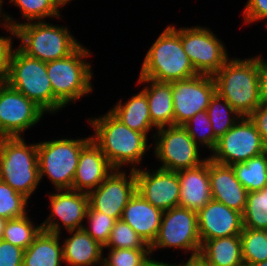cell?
I'll return each instance as SVG.
<instances>
[{
  "instance_id": "1",
  "label": "cell",
  "mask_w": 267,
  "mask_h": 266,
  "mask_svg": "<svg viewBox=\"0 0 267 266\" xmlns=\"http://www.w3.org/2000/svg\"><path fill=\"white\" fill-rule=\"evenodd\" d=\"M3 9L0 7V27L15 29V38L21 42L17 48L29 57L47 63L66 58L81 45L67 26L48 21L17 22Z\"/></svg>"
},
{
  "instance_id": "2",
  "label": "cell",
  "mask_w": 267,
  "mask_h": 266,
  "mask_svg": "<svg viewBox=\"0 0 267 266\" xmlns=\"http://www.w3.org/2000/svg\"><path fill=\"white\" fill-rule=\"evenodd\" d=\"M93 128L91 140L101 149L114 169H123L129 165L137 170L152 143L138 131L132 130L117 119L110 111L104 115L89 118ZM138 167V168H137Z\"/></svg>"
},
{
  "instance_id": "3",
  "label": "cell",
  "mask_w": 267,
  "mask_h": 266,
  "mask_svg": "<svg viewBox=\"0 0 267 266\" xmlns=\"http://www.w3.org/2000/svg\"><path fill=\"white\" fill-rule=\"evenodd\" d=\"M216 93L242 117H248L260 104V54L229 58L212 76Z\"/></svg>"
},
{
  "instance_id": "4",
  "label": "cell",
  "mask_w": 267,
  "mask_h": 266,
  "mask_svg": "<svg viewBox=\"0 0 267 266\" xmlns=\"http://www.w3.org/2000/svg\"><path fill=\"white\" fill-rule=\"evenodd\" d=\"M139 78L171 83L198 75L184 51L179 28L168 25L153 42L142 61Z\"/></svg>"
},
{
  "instance_id": "5",
  "label": "cell",
  "mask_w": 267,
  "mask_h": 266,
  "mask_svg": "<svg viewBox=\"0 0 267 266\" xmlns=\"http://www.w3.org/2000/svg\"><path fill=\"white\" fill-rule=\"evenodd\" d=\"M91 51L81 44L66 58L46 63L54 95V114L92 93V65L86 60ZM92 67V68H91Z\"/></svg>"
},
{
  "instance_id": "6",
  "label": "cell",
  "mask_w": 267,
  "mask_h": 266,
  "mask_svg": "<svg viewBox=\"0 0 267 266\" xmlns=\"http://www.w3.org/2000/svg\"><path fill=\"white\" fill-rule=\"evenodd\" d=\"M0 180L28 199L41 183L37 143L22 137L0 138Z\"/></svg>"
},
{
  "instance_id": "7",
  "label": "cell",
  "mask_w": 267,
  "mask_h": 266,
  "mask_svg": "<svg viewBox=\"0 0 267 266\" xmlns=\"http://www.w3.org/2000/svg\"><path fill=\"white\" fill-rule=\"evenodd\" d=\"M90 140L91 136L37 142L40 181L45 176L55 190L72 189L80 152Z\"/></svg>"
},
{
  "instance_id": "8",
  "label": "cell",
  "mask_w": 267,
  "mask_h": 266,
  "mask_svg": "<svg viewBox=\"0 0 267 266\" xmlns=\"http://www.w3.org/2000/svg\"><path fill=\"white\" fill-rule=\"evenodd\" d=\"M6 83L35 102L47 114H54V95L45 62L14 48Z\"/></svg>"
},
{
  "instance_id": "9",
  "label": "cell",
  "mask_w": 267,
  "mask_h": 266,
  "mask_svg": "<svg viewBox=\"0 0 267 266\" xmlns=\"http://www.w3.org/2000/svg\"><path fill=\"white\" fill-rule=\"evenodd\" d=\"M154 132L151 134L154 143L153 155L161 163L158 168L178 172L199 166L208 159L201 157V148L183 125L161 127Z\"/></svg>"
},
{
  "instance_id": "10",
  "label": "cell",
  "mask_w": 267,
  "mask_h": 266,
  "mask_svg": "<svg viewBox=\"0 0 267 266\" xmlns=\"http://www.w3.org/2000/svg\"><path fill=\"white\" fill-rule=\"evenodd\" d=\"M197 212L174 207L163 212L162 221L154 242L150 245L151 256L158 249H180L190 253L189 258L198 257L201 250Z\"/></svg>"
},
{
  "instance_id": "11",
  "label": "cell",
  "mask_w": 267,
  "mask_h": 266,
  "mask_svg": "<svg viewBox=\"0 0 267 266\" xmlns=\"http://www.w3.org/2000/svg\"><path fill=\"white\" fill-rule=\"evenodd\" d=\"M179 36L198 74L213 76L230 58L225 44L208 27H181Z\"/></svg>"
},
{
  "instance_id": "12",
  "label": "cell",
  "mask_w": 267,
  "mask_h": 266,
  "mask_svg": "<svg viewBox=\"0 0 267 266\" xmlns=\"http://www.w3.org/2000/svg\"><path fill=\"white\" fill-rule=\"evenodd\" d=\"M267 151V146L249 117L240 119L217 140L208 158L216 163L232 166Z\"/></svg>"
},
{
  "instance_id": "13",
  "label": "cell",
  "mask_w": 267,
  "mask_h": 266,
  "mask_svg": "<svg viewBox=\"0 0 267 266\" xmlns=\"http://www.w3.org/2000/svg\"><path fill=\"white\" fill-rule=\"evenodd\" d=\"M45 113L7 83L0 84V138L22 137L26 130L43 120Z\"/></svg>"
},
{
  "instance_id": "14",
  "label": "cell",
  "mask_w": 267,
  "mask_h": 266,
  "mask_svg": "<svg viewBox=\"0 0 267 266\" xmlns=\"http://www.w3.org/2000/svg\"><path fill=\"white\" fill-rule=\"evenodd\" d=\"M114 169L94 190L88 193L89 206L120 220L128 201L137 192L135 170Z\"/></svg>"
},
{
  "instance_id": "15",
  "label": "cell",
  "mask_w": 267,
  "mask_h": 266,
  "mask_svg": "<svg viewBox=\"0 0 267 266\" xmlns=\"http://www.w3.org/2000/svg\"><path fill=\"white\" fill-rule=\"evenodd\" d=\"M48 195L51 212L40 223L42 230L60 234L62 227L66 231L83 229L86 224L84 219L89 207L87 193L64 189L55 190V193L51 192Z\"/></svg>"
},
{
  "instance_id": "16",
  "label": "cell",
  "mask_w": 267,
  "mask_h": 266,
  "mask_svg": "<svg viewBox=\"0 0 267 266\" xmlns=\"http://www.w3.org/2000/svg\"><path fill=\"white\" fill-rule=\"evenodd\" d=\"M171 84L174 125H183L196 113L207 110L211 98L216 93L215 82L210 75L198 74Z\"/></svg>"
},
{
  "instance_id": "17",
  "label": "cell",
  "mask_w": 267,
  "mask_h": 266,
  "mask_svg": "<svg viewBox=\"0 0 267 266\" xmlns=\"http://www.w3.org/2000/svg\"><path fill=\"white\" fill-rule=\"evenodd\" d=\"M137 192L151 205L161 211L180 204L178 173L161 168L135 170Z\"/></svg>"
},
{
  "instance_id": "18",
  "label": "cell",
  "mask_w": 267,
  "mask_h": 266,
  "mask_svg": "<svg viewBox=\"0 0 267 266\" xmlns=\"http://www.w3.org/2000/svg\"><path fill=\"white\" fill-rule=\"evenodd\" d=\"M197 220L201 243L240 235L243 230L242 213L213 199L197 212Z\"/></svg>"
},
{
  "instance_id": "19",
  "label": "cell",
  "mask_w": 267,
  "mask_h": 266,
  "mask_svg": "<svg viewBox=\"0 0 267 266\" xmlns=\"http://www.w3.org/2000/svg\"><path fill=\"white\" fill-rule=\"evenodd\" d=\"M114 170L101 149L90 140L81 150L72 189L89 193Z\"/></svg>"
},
{
  "instance_id": "20",
  "label": "cell",
  "mask_w": 267,
  "mask_h": 266,
  "mask_svg": "<svg viewBox=\"0 0 267 266\" xmlns=\"http://www.w3.org/2000/svg\"><path fill=\"white\" fill-rule=\"evenodd\" d=\"M209 177L212 199L243 214L248 192L236 178L232 166L209 158Z\"/></svg>"
},
{
  "instance_id": "21",
  "label": "cell",
  "mask_w": 267,
  "mask_h": 266,
  "mask_svg": "<svg viewBox=\"0 0 267 266\" xmlns=\"http://www.w3.org/2000/svg\"><path fill=\"white\" fill-rule=\"evenodd\" d=\"M177 173L180 182L179 207L198 212L212 199L209 158L199 166Z\"/></svg>"
},
{
  "instance_id": "22",
  "label": "cell",
  "mask_w": 267,
  "mask_h": 266,
  "mask_svg": "<svg viewBox=\"0 0 267 266\" xmlns=\"http://www.w3.org/2000/svg\"><path fill=\"white\" fill-rule=\"evenodd\" d=\"M162 215L163 211L151 205L136 192L124 208L121 220L130 225L150 246L159 231Z\"/></svg>"
},
{
  "instance_id": "23",
  "label": "cell",
  "mask_w": 267,
  "mask_h": 266,
  "mask_svg": "<svg viewBox=\"0 0 267 266\" xmlns=\"http://www.w3.org/2000/svg\"><path fill=\"white\" fill-rule=\"evenodd\" d=\"M70 237L63 239L65 266H102L104 247L84 229L66 231Z\"/></svg>"
},
{
  "instance_id": "24",
  "label": "cell",
  "mask_w": 267,
  "mask_h": 266,
  "mask_svg": "<svg viewBox=\"0 0 267 266\" xmlns=\"http://www.w3.org/2000/svg\"><path fill=\"white\" fill-rule=\"evenodd\" d=\"M137 84L144 85L152 125L156 128L174 125V106L172 84L156 82L147 78H138Z\"/></svg>"
},
{
  "instance_id": "25",
  "label": "cell",
  "mask_w": 267,
  "mask_h": 266,
  "mask_svg": "<svg viewBox=\"0 0 267 266\" xmlns=\"http://www.w3.org/2000/svg\"><path fill=\"white\" fill-rule=\"evenodd\" d=\"M109 111L127 127L143 133L147 138L151 130L156 131L151 122L148 99L142 90L125 102L120 99Z\"/></svg>"
},
{
  "instance_id": "26",
  "label": "cell",
  "mask_w": 267,
  "mask_h": 266,
  "mask_svg": "<svg viewBox=\"0 0 267 266\" xmlns=\"http://www.w3.org/2000/svg\"><path fill=\"white\" fill-rule=\"evenodd\" d=\"M60 234L41 230L24 250L23 266H62L63 245Z\"/></svg>"
},
{
  "instance_id": "27",
  "label": "cell",
  "mask_w": 267,
  "mask_h": 266,
  "mask_svg": "<svg viewBox=\"0 0 267 266\" xmlns=\"http://www.w3.org/2000/svg\"><path fill=\"white\" fill-rule=\"evenodd\" d=\"M198 257L207 266H244L241 236L205 240Z\"/></svg>"
},
{
  "instance_id": "28",
  "label": "cell",
  "mask_w": 267,
  "mask_h": 266,
  "mask_svg": "<svg viewBox=\"0 0 267 266\" xmlns=\"http://www.w3.org/2000/svg\"><path fill=\"white\" fill-rule=\"evenodd\" d=\"M232 168L248 193L267 186V151L246 162L236 163Z\"/></svg>"
},
{
  "instance_id": "29",
  "label": "cell",
  "mask_w": 267,
  "mask_h": 266,
  "mask_svg": "<svg viewBox=\"0 0 267 266\" xmlns=\"http://www.w3.org/2000/svg\"><path fill=\"white\" fill-rule=\"evenodd\" d=\"M32 221L28 214L7 220L2 240L26 250L42 230L41 224Z\"/></svg>"
},
{
  "instance_id": "30",
  "label": "cell",
  "mask_w": 267,
  "mask_h": 266,
  "mask_svg": "<svg viewBox=\"0 0 267 266\" xmlns=\"http://www.w3.org/2000/svg\"><path fill=\"white\" fill-rule=\"evenodd\" d=\"M214 136L219 139L242 117L232 106L217 93L211 98L206 110Z\"/></svg>"
},
{
  "instance_id": "31",
  "label": "cell",
  "mask_w": 267,
  "mask_h": 266,
  "mask_svg": "<svg viewBox=\"0 0 267 266\" xmlns=\"http://www.w3.org/2000/svg\"><path fill=\"white\" fill-rule=\"evenodd\" d=\"M240 236L244 266L267 260V230L243 228Z\"/></svg>"
},
{
  "instance_id": "32",
  "label": "cell",
  "mask_w": 267,
  "mask_h": 266,
  "mask_svg": "<svg viewBox=\"0 0 267 266\" xmlns=\"http://www.w3.org/2000/svg\"><path fill=\"white\" fill-rule=\"evenodd\" d=\"M243 217V228L267 230V186L249 192Z\"/></svg>"
},
{
  "instance_id": "33",
  "label": "cell",
  "mask_w": 267,
  "mask_h": 266,
  "mask_svg": "<svg viewBox=\"0 0 267 266\" xmlns=\"http://www.w3.org/2000/svg\"><path fill=\"white\" fill-rule=\"evenodd\" d=\"M19 8L22 19L27 23L34 21H45L47 18H58L60 20V7L56 0H9Z\"/></svg>"
},
{
  "instance_id": "34",
  "label": "cell",
  "mask_w": 267,
  "mask_h": 266,
  "mask_svg": "<svg viewBox=\"0 0 267 266\" xmlns=\"http://www.w3.org/2000/svg\"><path fill=\"white\" fill-rule=\"evenodd\" d=\"M183 127L200 148L209 149L211 154L215 149L218 139L214 136L206 110L196 113L183 124Z\"/></svg>"
},
{
  "instance_id": "35",
  "label": "cell",
  "mask_w": 267,
  "mask_h": 266,
  "mask_svg": "<svg viewBox=\"0 0 267 266\" xmlns=\"http://www.w3.org/2000/svg\"><path fill=\"white\" fill-rule=\"evenodd\" d=\"M28 198L0 180V216L15 219L28 213Z\"/></svg>"
},
{
  "instance_id": "36",
  "label": "cell",
  "mask_w": 267,
  "mask_h": 266,
  "mask_svg": "<svg viewBox=\"0 0 267 266\" xmlns=\"http://www.w3.org/2000/svg\"><path fill=\"white\" fill-rule=\"evenodd\" d=\"M105 248L150 249V246L124 221L116 220Z\"/></svg>"
},
{
  "instance_id": "37",
  "label": "cell",
  "mask_w": 267,
  "mask_h": 266,
  "mask_svg": "<svg viewBox=\"0 0 267 266\" xmlns=\"http://www.w3.org/2000/svg\"><path fill=\"white\" fill-rule=\"evenodd\" d=\"M85 221L88 222L84 225L83 229L100 245L103 247L109 241L111 231L114 227L115 219L99 211L93 210L88 207Z\"/></svg>"
},
{
  "instance_id": "38",
  "label": "cell",
  "mask_w": 267,
  "mask_h": 266,
  "mask_svg": "<svg viewBox=\"0 0 267 266\" xmlns=\"http://www.w3.org/2000/svg\"><path fill=\"white\" fill-rule=\"evenodd\" d=\"M102 266H144L150 259V249L106 248Z\"/></svg>"
},
{
  "instance_id": "39",
  "label": "cell",
  "mask_w": 267,
  "mask_h": 266,
  "mask_svg": "<svg viewBox=\"0 0 267 266\" xmlns=\"http://www.w3.org/2000/svg\"><path fill=\"white\" fill-rule=\"evenodd\" d=\"M9 32V36H0V84L6 83L9 73L10 57L13 48V39L16 37L15 29L3 27Z\"/></svg>"
},
{
  "instance_id": "40",
  "label": "cell",
  "mask_w": 267,
  "mask_h": 266,
  "mask_svg": "<svg viewBox=\"0 0 267 266\" xmlns=\"http://www.w3.org/2000/svg\"><path fill=\"white\" fill-rule=\"evenodd\" d=\"M242 16H244L243 24L249 25L260 22V20L267 22V0H247ZM265 27H267V23H265Z\"/></svg>"
},
{
  "instance_id": "41",
  "label": "cell",
  "mask_w": 267,
  "mask_h": 266,
  "mask_svg": "<svg viewBox=\"0 0 267 266\" xmlns=\"http://www.w3.org/2000/svg\"><path fill=\"white\" fill-rule=\"evenodd\" d=\"M24 249L0 240V266H23Z\"/></svg>"
},
{
  "instance_id": "42",
  "label": "cell",
  "mask_w": 267,
  "mask_h": 266,
  "mask_svg": "<svg viewBox=\"0 0 267 266\" xmlns=\"http://www.w3.org/2000/svg\"><path fill=\"white\" fill-rule=\"evenodd\" d=\"M267 146V106L260 104L249 116Z\"/></svg>"
},
{
  "instance_id": "43",
  "label": "cell",
  "mask_w": 267,
  "mask_h": 266,
  "mask_svg": "<svg viewBox=\"0 0 267 266\" xmlns=\"http://www.w3.org/2000/svg\"><path fill=\"white\" fill-rule=\"evenodd\" d=\"M260 100L267 106V59L260 54Z\"/></svg>"
},
{
  "instance_id": "44",
  "label": "cell",
  "mask_w": 267,
  "mask_h": 266,
  "mask_svg": "<svg viewBox=\"0 0 267 266\" xmlns=\"http://www.w3.org/2000/svg\"><path fill=\"white\" fill-rule=\"evenodd\" d=\"M186 262L178 263L176 266H207L199 257L187 258Z\"/></svg>"
},
{
  "instance_id": "45",
  "label": "cell",
  "mask_w": 267,
  "mask_h": 266,
  "mask_svg": "<svg viewBox=\"0 0 267 266\" xmlns=\"http://www.w3.org/2000/svg\"><path fill=\"white\" fill-rule=\"evenodd\" d=\"M144 266H176V263L158 261L153 257H150V259L144 264Z\"/></svg>"
},
{
  "instance_id": "46",
  "label": "cell",
  "mask_w": 267,
  "mask_h": 266,
  "mask_svg": "<svg viewBox=\"0 0 267 266\" xmlns=\"http://www.w3.org/2000/svg\"><path fill=\"white\" fill-rule=\"evenodd\" d=\"M6 222H7V219L0 216V240H2Z\"/></svg>"
},
{
  "instance_id": "47",
  "label": "cell",
  "mask_w": 267,
  "mask_h": 266,
  "mask_svg": "<svg viewBox=\"0 0 267 266\" xmlns=\"http://www.w3.org/2000/svg\"><path fill=\"white\" fill-rule=\"evenodd\" d=\"M73 0H56L58 6L60 8H64V6H66L68 3H70Z\"/></svg>"
},
{
  "instance_id": "48",
  "label": "cell",
  "mask_w": 267,
  "mask_h": 266,
  "mask_svg": "<svg viewBox=\"0 0 267 266\" xmlns=\"http://www.w3.org/2000/svg\"><path fill=\"white\" fill-rule=\"evenodd\" d=\"M251 266H267V260L252 264Z\"/></svg>"
},
{
  "instance_id": "49",
  "label": "cell",
  "mask_w": 267,
  "mask_h": 266,
  "mask_svg": "<svg viewBox=\"0 0 267 266\" xmlns=\"http://www.w3.org/2000/svg\"><path fill=\"white\" fill-rule=\"evenodd\" d=\"M4 0H0V7H3Z\"/></svg>"
}]
</instances>
